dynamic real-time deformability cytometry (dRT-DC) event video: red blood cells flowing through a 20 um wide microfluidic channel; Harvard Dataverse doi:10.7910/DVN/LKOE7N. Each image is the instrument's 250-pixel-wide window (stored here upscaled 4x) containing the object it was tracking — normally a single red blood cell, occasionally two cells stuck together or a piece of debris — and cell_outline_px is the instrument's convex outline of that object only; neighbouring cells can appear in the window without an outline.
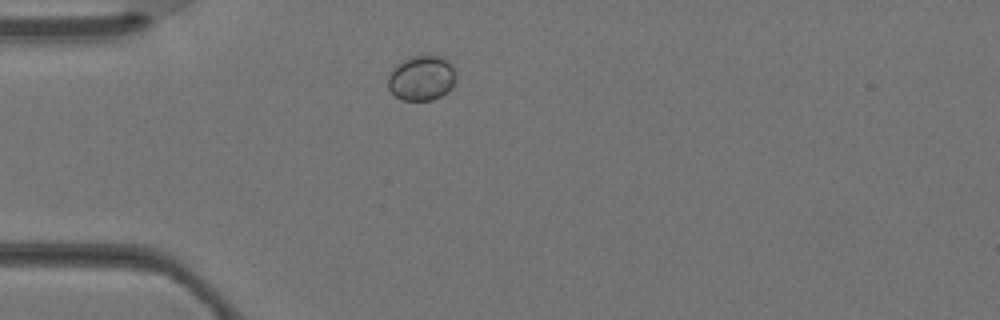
{"species": "Egyptian fruit bat (a non-hibernating species)", "species_latin": "Rousettus aegyptiacus", "temperature_condition": "warm", "stored_images_in_passage": 1, "camera_frame_rate_fps": 3000, "um_per_image_px": 0.085, "animal": {"sex": "female"}, "frame": {"image": 1, "passage_image": 1, "time_ms": 0.0, "image_size_px": [1000, 320], "cell_outline_px": [[456, 76], [452, 84], [440, 96], [432, 100], [400, 100], [388, 88], [388, 76], [392, 68], [396, 64], [412, 56], [444, 56], [452, 64], [456, 72]], "centroid_in_image_um": [35.81, 6.62], "position_along_channel_um": 49.2, "area_um2": 17.74}}